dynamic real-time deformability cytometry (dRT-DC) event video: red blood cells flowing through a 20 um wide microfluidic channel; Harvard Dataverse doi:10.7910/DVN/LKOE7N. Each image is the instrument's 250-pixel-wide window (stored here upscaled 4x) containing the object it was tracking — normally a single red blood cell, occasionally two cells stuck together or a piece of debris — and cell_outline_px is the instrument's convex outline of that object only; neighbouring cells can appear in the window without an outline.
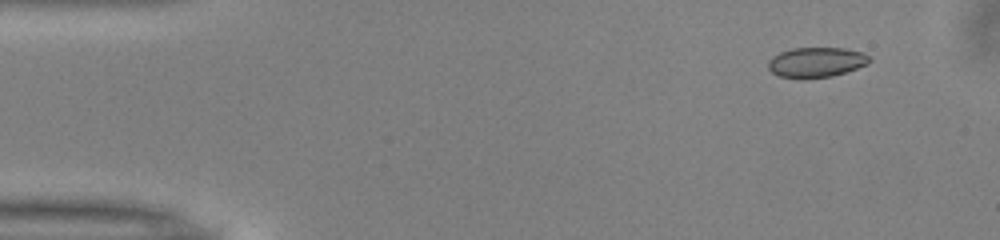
{"species": "common noctule bat (a hibernating species)", "species_latin": "Nyctalus noctula", "temperature_condition": "warm", "stored_images_in_passage": 47, "camera_frame_rate_fps": 3000, "um_per_image_px": 0.085, "animal": {"sex": "male", "body_mass_g": 13.0, "forearm_length_mm": 53.1}, "frame": {"image": 1, "passage_image": 1, "time_ms": 0.0, "image_size_px": [1000, 240], "cell_outline_px": [[872, 60], [868, 64], [832, 76], [780, 76], [772, 72], [768, 68], [768, 60], [772, 56], [780, 52], [792, 48], [844, 48], [864, 52]], "centroid_in_image_um": [69.41, 5.24], "position_along_channel_um": 15.6, "area_um2": 17.22}}
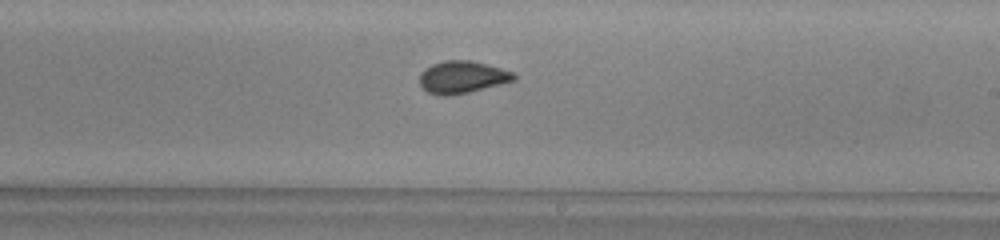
{"frame": {"image": 2, "passage_image": 26, "time_ms": 8.333, "image_size_px": [1000, 240], "cell_outline_px": [[516, 80], [468, 92], [444, 96], [428, 92], [420, 84], [420, 72], [424, 68], [432, 64], [444, 60], [472, 60], [488, 64], [512, 72], [516, 76]], "centroid_in_image_um": [39.28, 6.53], "position_along_channel_um": 249.7, "area_um2": 17.63}}
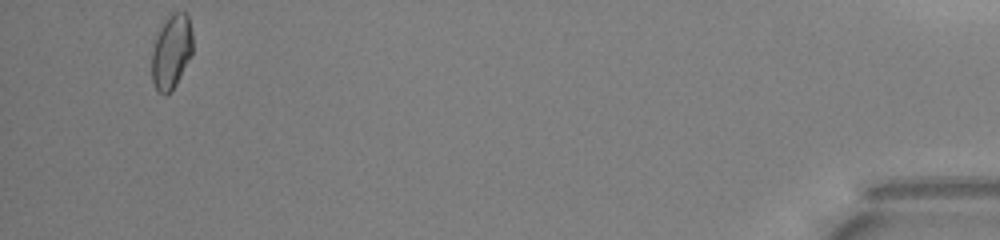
{"frame": {"image": 3, "passage_image": 45, "time_ms": 14.667, "image_size_px": [1000, 240], "cell_outline_px": [[192, 56], [176, 84], [164, 96], [156, 92], [152, 84], [152, 52], [160, 28], [168, 16], [172, 12], [188, 12], [192, 32]], "centroid_in_image_um": [14.58, 4.4], "position_along_channel_um": 420.6, "area_um2": 17.86}, "authors_computed_cell_mechanics": {"area_um2": 17.6868, "velocity_mm_per_s": 4.0267, "shape_relaxation_time_tau1_ms": 5.0304, "shape_relaxation_time_tau2_ms": null, "deformation_change_tau1": 0.0888, "deformation_change_tau2": null}}